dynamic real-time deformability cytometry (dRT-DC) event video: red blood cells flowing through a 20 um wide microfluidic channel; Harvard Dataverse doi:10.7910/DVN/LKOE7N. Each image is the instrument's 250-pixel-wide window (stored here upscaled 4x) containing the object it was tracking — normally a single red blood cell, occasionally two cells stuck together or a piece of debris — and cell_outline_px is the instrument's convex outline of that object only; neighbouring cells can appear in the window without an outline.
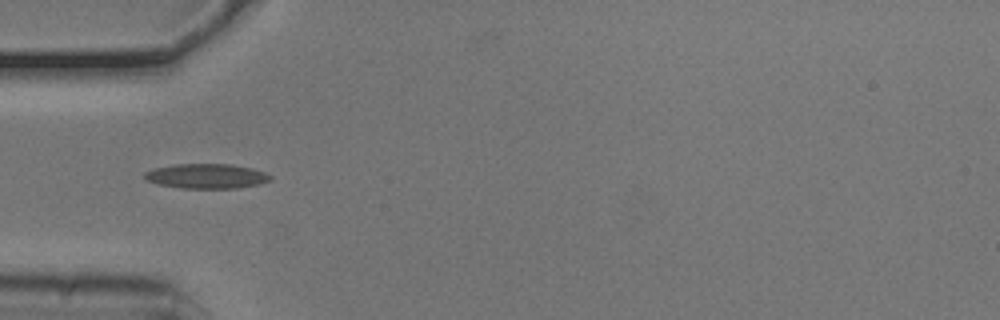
{"species": "common noctule bat (a hibernating species)", "species_latin": "Nyctalus noctula", "temperature_condition": "cold", "stored_images_in_passage": 23, "camera_frame_rate_fps": 3000, "um_per_image_px": 0.085, "animal": {"sex": "male", "body_mass_g": 20.5, "forearm_length_mm": 52.5}, "frame": {"image": 1, "passage_image": 4, "time_ms": 1.0, "image_size_px": [1000, 320], "cell_outline_px": [[272, 180], [260, 184], [236, 188], [180, 188], [160, 184], [144, 180], [144, 172], [156, 168], [176, 164], [228, 164], [252, 168], [264, 172], [272, 176]], "centroid_in_image_um": [17.57, 14.97], "position_along_channel_um": 67.4, "area_um2": 18.09}}
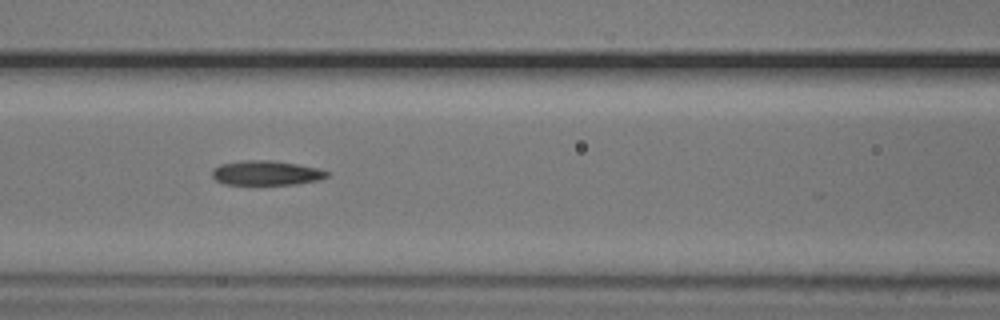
{"frame": {"image": 2, "passage_image": 10, "time_ms": 3.0, "image_size_px": [1000, 320], "cell_outline_px": [[328, 176], [320, 180], [296, 184], [224, 184], [216, 180], [212, 176], [212, 168], [220, 164], [240, 160], [272, 160], [320, 168], [328, 172]], "centroid_in_image_um": [22.62, 14.69], "position_along_channel_um": 144.0, "area_um2": 16.53}}